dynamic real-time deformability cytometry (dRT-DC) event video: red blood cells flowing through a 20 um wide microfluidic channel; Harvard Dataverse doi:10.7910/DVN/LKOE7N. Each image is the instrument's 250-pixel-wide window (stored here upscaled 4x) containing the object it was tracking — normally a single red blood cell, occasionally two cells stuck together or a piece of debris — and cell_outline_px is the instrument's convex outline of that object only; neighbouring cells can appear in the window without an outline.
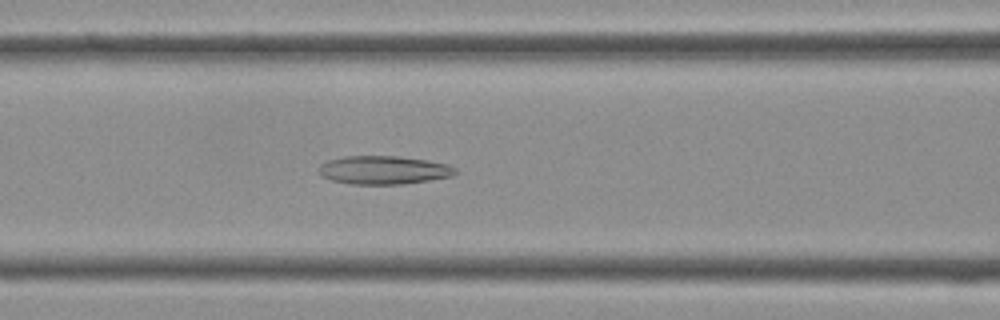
{"species": "Egyptian fruit bat (a non-hibernating species)", "species_latin": "Rousettus aegyptiacus", "temperature_condition": "cold", "stored_images_in_passage": 39, "camera_frame_rate_fps": 3000, "um_per_image_px": 0.085, "frame": {"image": 1, "passage_image": 15, "time_ms": 4.667, "image_size_px": [1000, 320], "cell_outline_px": [[456, 172], [452, 176], [428, 180], [400, 184], [352, 184], [332, 180], [320, 176], [320, 164], [328, 160], [344, 156], [396, 156], [428, 160], [448, 164], [456, 168]], "centroid_in_image_um": [32.6, 14.45], "position_along_channel_um": 134.0, "area_um2": 22.48}}
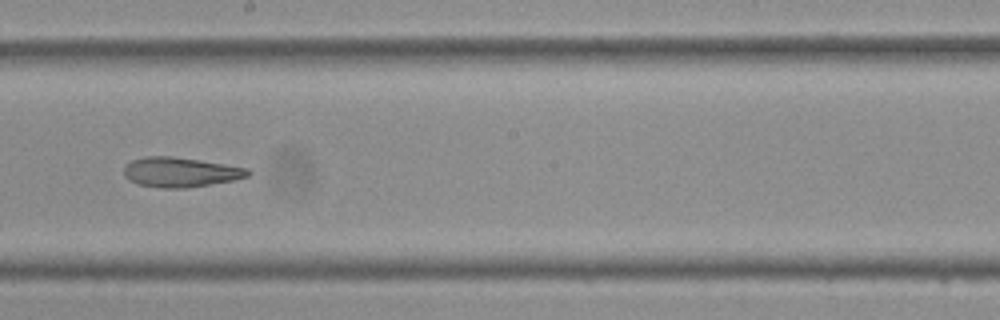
{"frame": {"image": 2, "passage_image": 21, "time_ms": 6.667, "image_size_px": [1000, 320], "cell_outline_px": [[252, 172], [248, 176], [236, 180], [184, 188], [160, 188], [136, 184], [128, 180], [124, 176], [124, 164], [132, 160], [144, 156], [172, 156], [200, 160], [248, 168]], "centroid_in_image_um": [15.3, 14.63], "position_along_channel_um": 232.9, "area_um2": 21.73}}
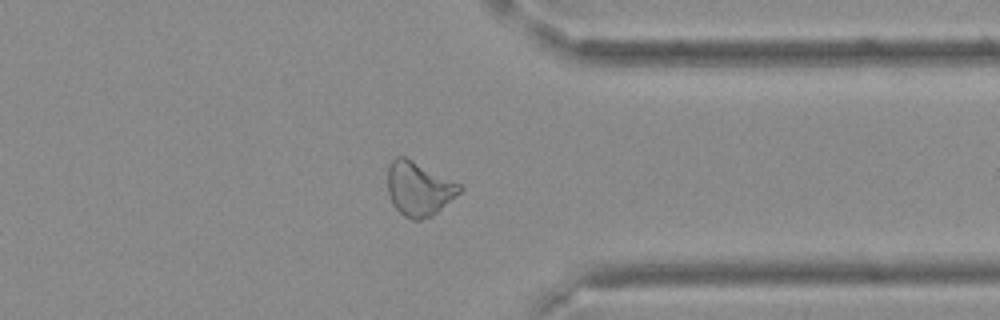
{"frame": {"image": 3, "passage_image": 30, "time_ms": 9.667, "image_size_px": [1000, 320], "cell_outline_px": [[464, 188], [456, 196], [432, 216], [420, 220], [412, 220], [404, 216], [392, 204], [388, 192], [388, 168], [392, 160], [396, 156], [404, 156], [460, 184]], "centroid_in_image_um": [35.59, 16.05], "position_along_channel_um": 375.8, "area_um2": 22.48}}